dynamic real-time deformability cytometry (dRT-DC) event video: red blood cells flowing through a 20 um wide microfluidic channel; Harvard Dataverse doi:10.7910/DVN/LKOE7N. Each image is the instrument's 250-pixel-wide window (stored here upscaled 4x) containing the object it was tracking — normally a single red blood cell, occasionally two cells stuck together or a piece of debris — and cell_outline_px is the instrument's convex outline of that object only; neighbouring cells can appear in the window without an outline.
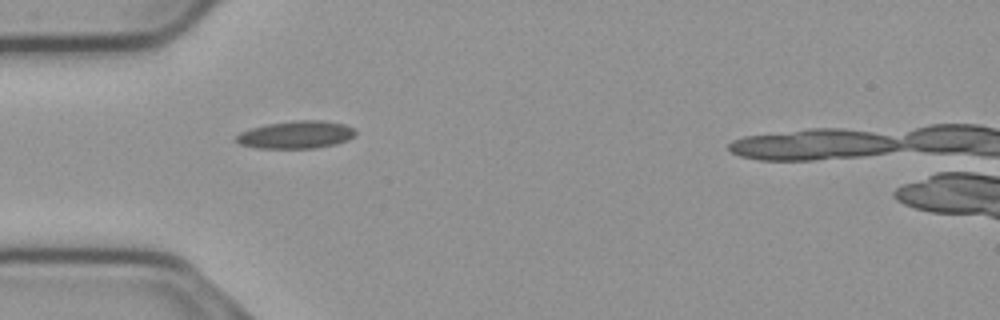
{"species": "common noctule bat (a hibernating species)", "species_latin": "Nyctalus noctula", "temperature_condition": "cold", "stored_images_in_passage": 4, "camera_frame_rate_fps": 3000, "um_per_image_px": 0.085, "animal": {"sex": "male", "body_mass_g": 23.1, "forearm_length_mm": 52.7}, "frame": {"image": 1, "passage_image": 1, "time_ms": 0.0, "image_size_px": [1000, 320], "cell_outline_px": [[356, 132], [348, 140], [336, 144], [316, 148], [256, 148], [240, 144], [236, 140], [236, 136], [240, 132], [252, 128], [268, 124], [296, 120], [324, 120], [344, 124], [352, 128]], "centroid_in_image_um": [25.17, 11.45], "position_along_channel_um": 59.8, "area_um2": 19.07}}
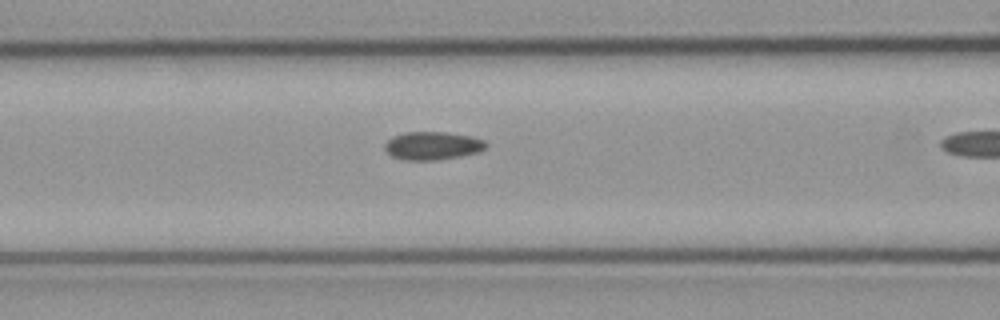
{"frame": {"image": 2, "passage_image": 3, "time_ms": 0.667, "image_size_px": [1000, 320], "cell_outline_px": [[488, 144], [480, 152], [460, 156], [436, 160], [404, 160], [392, 156], [384, 148], [384, 144], [392, 136], [404, 132], [448, 132], [472, 136], [484, 140]], "centroid_in_image_um": [36.77, 12.38], "position_along_channel_um": 129.8, "area_um2": 16.7}}